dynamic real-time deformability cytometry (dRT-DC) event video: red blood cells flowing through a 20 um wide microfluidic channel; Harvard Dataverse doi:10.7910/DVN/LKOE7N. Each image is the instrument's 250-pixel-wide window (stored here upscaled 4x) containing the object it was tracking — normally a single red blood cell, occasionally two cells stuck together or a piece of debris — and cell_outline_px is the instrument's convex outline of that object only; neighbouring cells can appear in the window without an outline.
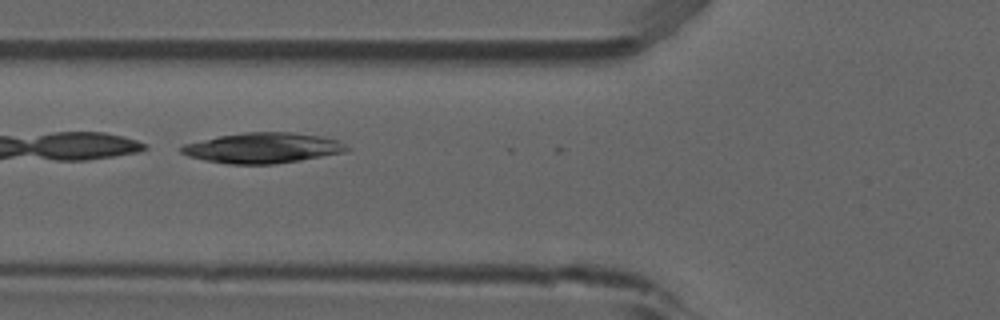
{"species": "common noctule bat (a hibernating species)", "species_latin": "Nyctalus noctula", "temperature_condition": "room temperature", "stored_images_in_passage": 8, "camera_frame_rate_fps": 3000, "um_per_image_px": 0.085, "animal": {"sex": "male", "forearm_length_mm": 52.5}, "frame": {"image": 1, "passage_image": 5, "time_ms": 1.333, "image_size_px": [1000, 320], "cell_outline_px": [[348, 148], [344, 152], [300, 160], [272, 164], [228, 164], [204, 160], [188, 156], [180, 152], [180, 148], [184, 144], [220, 136], [244, 132], [292, 132], [320, 136], [336, 140], [344, 144]], "centroid_in_image_um": [22.3, 12.57], "position_along_channel_um": 103.5, "area_um2": 28.96}}
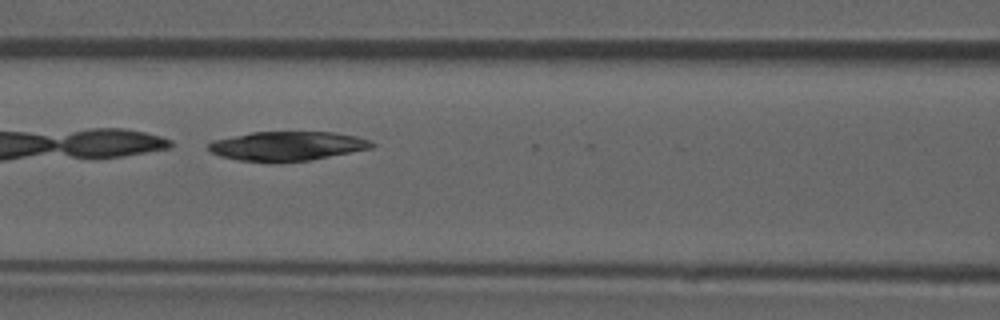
{"frame": {"image": 2, "passage_image": 6, "time_ms": 1.667, "image_size_px": [1000, 320], "cell_outline_px": [[376, 144], [372, 148], [308, 160], [240, 160], [220, 156], [212, 152], [208, 148], [208, 144], [212, 140], [252, 132], [332, 132], [356, 136], [368, 140]], "centroid_in_image_um": [24.41, 12.38], "position_along_channel_um": 142.2, "area_um2": 26.99}}